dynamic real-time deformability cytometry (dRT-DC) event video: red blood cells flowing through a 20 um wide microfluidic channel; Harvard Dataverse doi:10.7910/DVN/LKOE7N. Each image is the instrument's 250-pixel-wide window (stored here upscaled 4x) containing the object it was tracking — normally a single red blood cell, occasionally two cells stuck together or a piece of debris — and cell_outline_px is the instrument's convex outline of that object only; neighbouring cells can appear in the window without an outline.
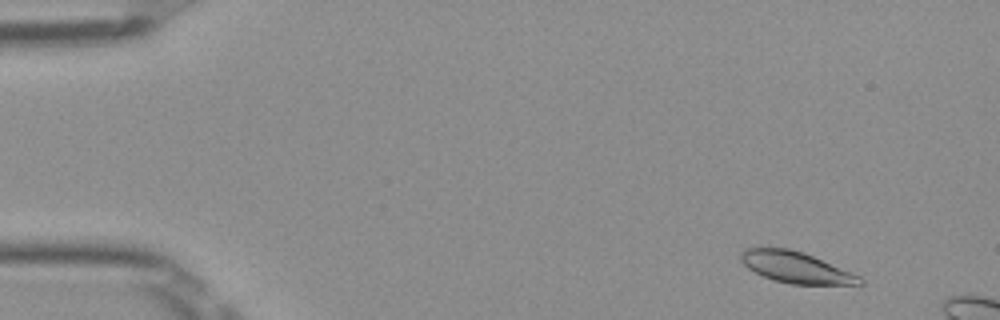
{"species": "Egyptian fruit bat (a non-hibernating species)", "species_latin": "Rousettus aegyptiacus", "temperature_condition": "room temperature", "stored_images_in_passage": 11, "camera_frame_rate_fps": 3000, "um_per_image_px": 0.085, "frame": {"image": 1, "passage_image": 4, "time_ms": 1.0, "image_size_px": [1000, 320], "cell_outline_px": [[864, 284], [792, 284], [776, 280], [764, 276], [748, 268], [740, 260], [740, 252], [744, 248], [788, 248], [804, 252], [852, 272], [860, 276], [864, 280]], "centroid_in_image_um": [67.66, 22.71], "position_along_channel_um": 17.3, "area_um2": 21.44}}